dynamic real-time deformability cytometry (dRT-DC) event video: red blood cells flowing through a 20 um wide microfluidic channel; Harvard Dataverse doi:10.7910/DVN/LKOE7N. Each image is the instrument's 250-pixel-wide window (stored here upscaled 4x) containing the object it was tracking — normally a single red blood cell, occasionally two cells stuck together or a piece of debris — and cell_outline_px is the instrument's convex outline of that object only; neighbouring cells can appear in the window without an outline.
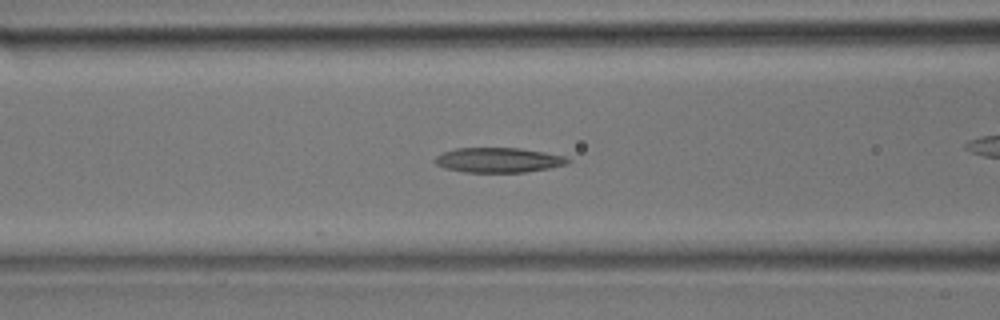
{"species": "common noctule bat (a hibernating species)", "species_latin": "Nyctalus noctula", "temperature_condition": "room temperature", "stored_images_in_passage": 32, "camera_frame_rate_fps": 3000, "um_per_image_px": 0.085, "animal": {"sex": "male", "body_mass_g": 17.9}, "frame": {"image": 1, "passage_image": 10, "time_ms": 3.0, "image_size_px": [1000, 320], "cell_outline_px": [[572, 160], [568, 164], [548, 168], [524, 172], [464, 172], [444, 168], [436, 164], [432, 160], [436, 156], [444, 152], [456, 148], [520, 148], [544, 152], [564, 156]], "centroid_in_image_um": [42.35, 13.6], "position_along_channel_um": 124.2, "area_um2": 19.25}}